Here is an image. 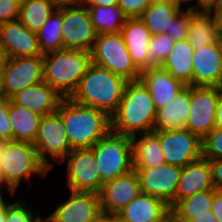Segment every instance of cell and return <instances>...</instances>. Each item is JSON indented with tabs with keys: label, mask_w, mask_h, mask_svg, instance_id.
Listing matches in <instances>:
<instances>
[{
	"label": "cell",
	"mask_w": 222,
	"mask_h": 222,
	"mask_svg": "<svg viewBox=\"0 0 222 222\" xmlns=\"http://www.w3.org/2000/svg\"><path fill=\"white\" fill-rule=\"evenodd\" d=\"M90 149L101 173V187L106 181L133 170L132 141L128 135L110 130Z\"/></svg>",
	"instance_id": "obj_6"
},
{
	"label": "cell",
	"mask_w": 222,
	"mask_h": 222,
	"mask_svg": "<svg viewBox=\"0 0 222 222\" xmlns=\"http://www.w3.org/2000/svg\"><path fill=\"white\" fill-rule=\"evenodd\" d=\"M160 222H181L171 211Z\"/></svg>",
	"instance_id": "obj_52"
},
{
	"label": "cell",
	"mask_w": 222,
	"mask_h": 222,
	"mask_svg": "<svg viewBox=\"0 0 222 222\" xmlns=\"http://www.w3.org/2000/svg\"><path fill=\"white\" fill-rule=\"evenodd\" d=\"M189 110L190 86H187L172 102L157 110L154 131L185 129Z\"/></svg>",
	"instance_id": "obj_24"
},
{
	"label": "cell",
	"mask_w": 222,
	"mask_h": 222,
	"mask_svg": "<svg viewBox=\"0 0 222 222\" xmlns=\"http://www.w3.org/2000/svg\"><path fill=\"white\" fill-rule=\"evenodd\" d=\"M7 60H8V55L5 49L0 45V74L7 63Z\"/></svg>",
	"instance_id": "obj_50"
},
{
	"label": "cell",
	"mask_w": 222,
	"mask_h": 222,
	"mask_svg": "<svg viewBox=\"0 0 222 222\" xmlns=\"http://www.w3.org/2000/svg\"><path fill=\"white\" fill-rule=\"evenodd\" d=\"M217 2L218 0H185L183 3L193 11H214L217 8Z\"/></svg>",
	"instance_id": "obj_41"
},
{
	"label": "cell",
	"mask_w": 222,
	"mask_h": 222,
	"mask_svg": "<svg viewBox=\"0 0 222 222\" xmlns=\"http://www.w3.org/2000/svg\"><path fill=\"white\" fill-rule=\"evenodd\" d=\"M91 64L90 51L64 49L43 55V81L69 98Z\"/></svg>",
	"instance_id": "obj_5"
},
{
	"label": "cell",
	"mask_w": 222,
	"mask_h": 222,
	"mask_svg": "<svg viewBox=\"0 0 222 222\" xmlns=\"http://www.w3.org/2000/svg\"><path fill=\"white\" fill-rule=\"evenodd\" d=\"M7 198V213L4 222H44L45 215H41V209L36 208V203H28L21 196L14 201ZM25 200V201H24ZM30 204V205H29ZM36 209V210H35ZM38 209V210H37Z\"/></svg>",
	"instance_id": "obj_34"
},
{
	"label": "cell",
	"mask_w": 222,
	"mask_h": 222,
	"mask_svg": "<svg viewBox=\"0 0 222 222\" xmlns=\"http://www.w3.org/2000/svg\"><path fill=\"white\" fill-rule=\"evenodd\" d=\"M127 83L125 78L91 63L69 98L111 117L118 109Z\"/></svg>",
	"instance_id": "obj_3"
},
{
	"label": "cell",
	"mask_w": 222,
	"mask_h": 222,
	"mask_svg": "<svg viewBox=\"0 0 222 222\" xmlns=\"http://www.w3.org/2000/svg\"><path fill=\"white\" fill-rule=\"evenodd\" d=\"M216 87L190 86V113L185 128L203 140L215 128Z\"/></svg>",
	"instance_id": "obj_13"
},
{
	"label": "cell",
	"mask_w": 222,
	"mask_h": 222,
	"mask_svg": "<svg viewBox=\"0 0 222 222\" xmlns=\"http://www.w3.org/2000/svg\"><path fill=\"white\" fill-rule=\"evenodd\" d=\"M202 157L208 160L222 159V128H214L202 140Z\"/></svg>",
	"instance_id": "obj_37"
},
{
	"label": "cell",
	"mask_w": 222,
	"mask_h": 222,
	"mask_svg": "<svg viewBox=\"0 0 222 222\" xmlns=\"http://www.w3.org/2000/svg\"><path fill=\"white\" fill-rule=\"evenodd\" d=\"M215 189L210 161L201 157L182 167L174 197V206L197 192Z\"/></svg>",
	"instance_id": "obj_20"
},
{
	"label": "cell",
	"mask_w": 222,
	"mask_h": 222,
	"mask_svg": "<svg viewBox=\"0 0 222 222\" xmlns=\"http://www.w3.org/2000/svg\"><path fill=\"white\" fill-rule=\"evenodd\" d=\"M62 99L61 95L44 81L28 86L10 98L14 104L42 116L55 113Z\"/></svg>",
	"instance_id": "obj_21"
},
{
	"label": "cell",
	"mask_w": 222,
	"mask_h": 222,
	"mask_svg": "<svg viewBox=\"0 0 222 222\" xmlns=\"http://www.w3.org/2000/svg\"><path fill=\"white\" fill-rule=\"evenodd\" d=\"M4 97L12 96L28 86L43 81V55L8 58L1 71Z\"/></svg>",
	"instance_id": "obj_11"
},
{
	"label": "cell",
	"mask_w": 222,
	"mask_h": 222,
	"mask_svg": "<svg viewBox=\"0 0 222 222\" xmlns=\"http://www.w3.org/2000/svg\"><path fill=\"white\" fill-rule=\"evenodd\" d=\"M187 40L194 49L221 40L218 21L213 11H193L190 16Z\"/></svg>",
	"instance_id": "obj_27"
},
{
	"label": "cell",
	"mask_w": 222,
	"mask_h": 222,
	"mask_svg": "<svg viewBox=\"0 0 222 222\" xmlns=\"http://www.w3.org/2000/svg\"><path fill=\"white\" fill-rule=\"evenodd\" d=\"M62 118L71 149L91 148L111 130V117L104 111L63 98L56 111Z\"/></svg>",
	"instance_id": "obj_2"
},
{
	"label": "cell",
	"mask_w": 222,
	"mask_h": 222,
	"mask_svg": "<svg viewBox=\"0 0 222 222\" xmlns=\"http://www.w3.org/2000/svg\"><path fill=\"white\" fill-rule=\"evenodd\" d=\"M215 189H222V159L209 160Z\"/></svg>",
	"instance_id": "obj_42"
},
{
	"label": "cell",
	"mask_w": 222,
	"mask_h": 222,
	"mask_svg": "<svg viewBox=\"0 0 222 222\" xmlns=\"http://www.w3.org/2000/svg\"><path fill=\"white\" fill-rule=\"evenodd\" d=\"M211 211L217 222H222V189H214L213 203Z\"/></svg>",
	"instance_id": "obj_43"
},
{
	"label": "cell",
	"mask_w": 222,
	"mask_h": 222,
	"mask_svg": "<svg viewBox=\"0 0 222 222\" xmlns=\"http://www.w3.org/2000/svg\"><path fill=\"white\" fill-rule=\"evenodd\" d=\"M52 1H54L57 5H62V4L72 3L77 0H52Z\"/></svg>",
	"instance_id": "obj_53"
},
{
	"label": "cell",
	"mask_w": 222,
	"mask_h": 222,
	"mask_svg": "<svg viewBox=\"0 0 222 222\" xmlns=\"http://www.w3.org/2000/svg\"><path fill=\"white\" fill-rule=\"evenodd\" d=\"M120 33L135 66L140 71L152 67L148 59V47L152 35L141 18H127Z\"/></svg>",
	"instance_id": "obj_22"
},
{
	"label": "cell",
	"mask_w": 222,
	"mask_h": 222,
	"mask_svg": "<svg viewBox=\"0 0 222 222\" xmlns=\"http://www.w3.org/2000/svg\"><path fill=\"white\" fill-rule=\"evenodd\" d=\"M6 191V192H5ZM6 195H10V197L12 196L13 200L15 198L16 195L15 193L10 192V190L3 184V182L0 180V203L4 202L7 198L4 196Z\"/></svg>",
	"instance_id": "obj_48"
},
{
	"label": "cell",
	"mask_w": 222,
	"mask_h": 222,
	"mask_svg": "<svg viewBox=\"0 0 222 222\" xmlns=\"http://www.w3.org/2000/svg\"><path fill=\"white\" fill-rule=\"evenodd\" d=\"M151 3L182 2L181 0H150Z\"/></svg>",
	"instance_id": "obj_54"
},
{
	"label": "cell",
	"mask_w": 222,
	"mask_h": 222,
	"mask_svg": "<svg viewBox=\"0 0 222 222\" xmlns=\"http://www.w3.org/2000/svg\"><path fill=\"white\" fill-rule=\"evenodd\" d=\"M0 45L5 49L8 58L41 55L36 33L18 19L0 24Z\"/></svg>",
	"instance_id": "obj_18"
},
{
	"label": "cell",
	"mask_w": 222,
	"mask_h": 222,
	"mask_svg": "<svg viewBox=\"0 0 222 222\" xmlns=\"http://www.w3.org/2000/svg\"><path fill=\"white\" fill-rule=\"evenodd\" d=\"M57 7L52 0H21L18 20L37 33Z\"/></svg>",
	"instance_id": "obj_30"
},
{
	"label": "cell",
	"mask_w": 222,
	"mask_h": 222,
	"mask_svg": "<svg viewBox=\"0 0 222 222\" xmlns=\"http://www.w3.org/2000/svg\"><path fill=\"white\" fill-rule=\"evenodd\" d=\"M214 189L197 192L180 200L170 211L181 221L196 218V215L208 213L213 203Z\"/></svg>",
	"instance_id": "obj_33"
},
{
	"label": "cell",
	"mask_w": 222,
	"mask_h": 222,
	"mask_svg": "<svg viewBox=\"0 0 222 222\" xmlns=\"http://www.w3.org/2000/svg\"><path fill=\"white\" fill-rule=\"evenodd\" d=\"M151 4L150 0H119L118 5L128 18L140 17Z\"/></svg>",
	"instance_id": "obj_39"
},
{
	"label": "cell",
	"mask_w": 222,
	"mask_h": 222,
	"mask_svg": "<svg viewBox=\"0 0 222 222\" xmlns=\"http://www.w3.org/2000/svg\"><path fill=\"white\" fill-rule=\"evenodd\" d=\"M4 96L2 92V81H1V74H0V97Z\"/></svg>",
	"instance_id": "obj_56"
},
{
	"label": "cell",
	"mask_w": 222,
	"mask_h": 222,
	"mask_svg": "<svg viewBox=\"0 0 222 222\" xmlns=\"http://www.w3.org/2000/svg\"><path fill=\"white\" fill-rule=\"evenodd\" d=\"M65 164V188L72 191L99 193L101 173L90 148L72 149L62 160Z\"/></svg>",
	"instance_id": "obj_10"
},
{
	"label": "cell",
	"mask_w": 222,
	"mask_h": 222,
	"mask_svg": "<svg viewBox=\"0 0 222 222\" xmlns=\"http://www.w3.org/2000/svg\"><path fill=\"white\" fill-rule=\"evenodd\" d=\"M90 57L92 64L108 69L127 81L140 79L141 71L133 63L120 32L97 34Z\"/></svg>",
	"instance_id": "obj_7"
},
{
	"label": "cell",
	"mask_w": 222,
	"mask_h": 222,
	"mask_svg": "<svg viewBox=\"0 0 222 222\" xmlns=\"http://www.w3.org/2000/svg\"><path fill=\"white\" fill-rule=\"evenodd\" d=\"M140 193L139 178L134 169L113 180L106 181L99 191L101 212L117 214Z\"/></svg>",
	"instance_id": "obj_16"
},
{
	"label": "cell",
	"mask_w": 222,
	"mask_h": 222,
	"mask_svg": "<svg viewBox=\"0 0 222 222\" xmlns=\"http://www.w3.org/2000/svg\"><path fill=\"white\" fill-rule=\"evenodd\" d=\"M133 169L138 175L141 193L160 198L171 210L182 168L165 163L159 167Z\"/></svg>",
	"instance_id": "obj_15"
},
{
	"label": "cell",
	"mask_w": 222,
	"mask_h": 222,
	"mask_svg": "<svg viewBox=\"0 0 222 222\" xmlns=\"http://www.w3.org/2000/svg\"><path fill=\"white\" fill-rule=\"evenodd\" d=\"M66 199L44 216L47 222H92L101 212L99 193L69 190Z\"/></svg>",
	"instance_id": "obj_14"
},
{
	"label": "cell",
	"mask_w": 222,
	"mask_h": 222,
	"mask_svg": "<svg viewBox=\"0 0 222 222\" xmlns=\"http://www.w3.org/2000/svg\"><path fill=\"white\" fill-rule=\"evenodd\" d=\"M175 41L166 33L151 36L148 59L153 66H160L171 52Z\"/></svg>",
	"instance_id": "obj_35"
},
{
	"label": "cell",
	"mask_w": 222,
	"mask_h": 222,
	"mask_svg": "<svg viewBox=\"0 0 222 222\" xmlns=\"http://www.w3.org/2000/svg\"><path fill=\"white\" fill-rule=\"evenodd\" d=\"M50 171L39 160L37 149L32 143L21 141L4 142L1 155V181L17 194L21 184L32 183L31 178H47ZM24 182V183H23Z\"/></svg>",
	"instance_id": "obj_4"
},
{
	"label": "cell",
	"mask_w": 222,
	"mask_h": 222,
	"mask_svg": "<svg viewBox=\"0 0 222 222\" xmlns=\"http://www.w3.org/2000/svg\"><path fill=\"white\" fill-rule=\"evenodd\" d=\"M191 15L192 10L183 7L175 17L170 20L169 31H165V33L175 42L186 39Z\"/></svg>",
	"instance_id": "obj_36"
},
{
	"label": "cell",
	"mask_w": 222,
	"mask_h": 222,
	"mask_svg": "<svg viewBox=\"0 0 222 222\" xmlns=\"http://www.w3.org/2000/svg\"><path fill=\"white\" fill-rule=\"evenodd\" d=\"M155 132L165 163L182 168L202 157V140L188 129Z\"/></svg>",
	"instance_id": "obj_12"
},
{
	"label": "cell",
	"mask_w": 222,
	"mask_h": 222,
	"mask_svg": "<svg viewBox=\"0 0 222 222\" xmlns=\"http://www.w3.org/2000/svg\"><path fill=\"white\" fill-rule=\"evenodd\" d=\"M42 115L14 104L9 99L12 141L34 143Z\"/></svg>",
	"instance_id": "obj_28"
},
{
	"label": "cell",
	"mask_w": 222,
	"mask_h": 222,
	"mask_svg": "<svg viewBox=\"0 0 222 222\" xmlns=\"http://www.w3.org/2000/svg\"><path fill=\"white\" fill-rule=\"evenodd\" d=\"M21 0H0V24L17 20Z\"/></svg>",
	"instance_id": "obj_40"
},
{
	"label": "cell",
	"mask_w": 222,
	"mask_h": 222,
	"mask_svg": "<svg viewBox=\"0 0 222 222\" xmlns=\"http://www.w3.org/2000/svg\"><path fill=\"white\" fill-rule=\"evenodd\" d=\"M170 212L160 198L140 193L116 215L122 222H160Z\"/></svg>",
	"instance_id": "obj_23"
},
{
	"label": "cell",
	"mask_w": 222,
	"mask_h": 222,
	"mask_svg": "<svg viewBox=\"0 0 222 222\" xmlns=\"http://www.w3.org/2000/svg\"><path fill=\"white\" fill-rule=\"evenodd\" d=\"M33 145L39 160L50 172L56 163L61 165L63 158L72 150L65 124L57 112L41 117Z\"/></svg>",
	"instance_id": "obj_8"
},
{
	"label": "cell",
	"mask_w": 222,
	"mask_h": 222,
	"mask_svg": "<svg viewBox=\"0 0 222 222\" xmlns=\"http://www.w3.org/2000/svg\"><path fill=\"white\" fill-rule=\"evenodd\" d=\"M116 217V214L100 212L92 222H112Z\"/></svg>",
	"instance_id": "obj_47"
},
{
	"label": "cell",
	"mask_w": 222,
	"mask_h": 222,
	"mask_svg": "<svg viewBox=\"0 0 222 222\" xmlns=\"http://www.w3.org/2000/svg\"><path fill=\"white\" fill-rule=\"evenodd\" d=\"M157 109L142 81H128L118 109L111 116V130L128 135L154 131Z\"/></svg>",
	"instance_id": "obj_1"
},
{
	"label": "cell",
	"mask_w": 222,
	"mask_h": 222,
	"mask_svg": "<svg viewBox=\"0 0 222 222\" xmlns=\"http://www.w3.org/2000/svg\"><path fill=\"white\" fill-rule=\"evenodd\" d=\"M193 86L216 87L222 83V39L194 49Z\"/></svg>",
	"instance_id": "obj_17"
},
{
	"label": "cell",
	"mask_w": 222,
	"mask_h": 222,
	"mask_svg": "<svg viewBox=\"0 0 222 222\" xmlns=\"http://www.w3.org/2000/svg\"><path fill=\"white\" fill-rule=\"evenodd\" d=\"M133 168H153L165 164L158 134L155 131L131 137Z\"/></svg>",
	"instance_id": "obj_25"
},
{
	"label": "cell",
	"mask_w": 222,
	"mask_h": 222,
	"mask_svg": "<svg viewBox=\"0 0 222 222\" xmlns=\"http://www.w3.org/2000/svg\"><path fill=\"white\" fill-rule=\"evenodd\" d=\"M0 140L12 141V127L9 119V99L0 97Z\"/></svg>",
	"instance_id": "obj_38"
},
{
	"label": "cell",
	"mask_w": 222,
	"mask_h": 222,
	"mask_svg": "<svg viewBox=\"0 0 222 222\" xmlns=\"http://www.w3.org/2000/svg\"><path fill=\"white\" fill-rule=\"evenodd\" d=\"M86 6L117 5L119 0H80Z\"/></svg>",
	"instance_id": "obj_45"
},
{
	"label": "cell",
	"mask_w": 222,
	"mask_h": 222,
	"mask_svg": "<svg viewBox=\"0 0 222 222\" xmlns=\"http://www.w3.org/2000/svg\"><path fill=\"white\" fill-rule=\"evenodd\" d=\"M184 7L183 2L151 3L140 16L151 35L169 31L170 20Z\"/></svg>",
	"instance_id": "obj_29"
},
{
	"label": "cell",
	"mask_w": 222,
	"mask_h": 222,
	"mask_svg": "<svg viewBox=\"0 0 222 222\" xmlns=\"http://www.w3.org/2000/svg\"><path fill=\"white\" fill-rule=\"evenodd\" d=\"M4 141L0 140V180H1V155L3 151Z\"/></svg>",
	"instance_id": "obj_55"
},
{
	"label": "cell",
	"mask_w": 222,
	"mask_h": 222,
	"mask_svg": "<svg viewBox=\"0 0 222 222\" xmlns=\"http://www.w3.org/2000/svg\"><path fill=\"white\" fill-rule=\"evenodd\" d=\"M217 107L215 113V128H222V85L216 86Z\"/></svg>",
	"instance_id": "obj_44"
},
{
	"label": "cell",
	"mask_w": 222,
	"mask_h": 222,
	"mask_svg": "<svg viewBox=\"0 0 222 222\" xmlns=\"http://www.w3.org/2000/svg\"><path fill=\"white\" fill-rule=\"evenodd\" d=\"M87 8L97 34L119 33L128 18L118 4Z\"/></svg>",
	"instance_id": "obj_31"
},
{
	"label": "cell",
	"mask_w": 222,
	"mask_h": 222,
	"mask_svg": "<svg viewBox=\"0 0 222 222\" xmlns=\"http://www.w3.org/2000/svg\"><path fill=\"white\" fill-rule=\"evenodd\" d=\"M7 213V199L0 203V222H4Z\"/></svg>",
	"instance_id": "obj_51"
},
{
	"label": "cell",
	"mask_w": 222,
	"mask_h": 222,
	"mask_svg": "<svg viewBox=\"0 0 222 222\" xmlns=\"http://www.w3.org/2000/svg\"><path fill=\"white\" fill-rule=\"evenodd\" d=\"M61 31L64 49L90 51L97 37L89 10L80 0L62 4Z\"/></svg>",
	"instance_id": "obj_9"
},
{
	"label": "cell",
	"mask_w": 222,
	"mask_h": 222,
	"mask_svg": "<svg viewBox=\"0 0 222 222\" xmlns=\"http://www.w3.org/2000/svg\"><path fill=\"white\" fill-rule=\"evenodd\" d=\"M194 48L186 39L179 40L160 65L174 79L183 82L186 86H193V60Z\"/></svg>",
	"instance_id": "obj_26"
},
{
	"label": "cell",
	"mask_w": 222,
	"mask_h": 222,
	"mask_svg": "<svg viewBox=\"0 0 222 222\" xmlns=\"http://www.w3.org/2000/svg\"><path fill=\"white\" fill-rule=\"evenodd\" d=\"M222 6V0H218L217 7Z\"/></svg>",
	"instance_id": "obj_57"
},
{
	"label": "cell",
	"mask_w": 222,
	"mask_h": 222,
	"mask_svg": "<svg viewBox=\"0 0 222 222\" xmlns=\"http://www.w3.org/2000/svg\"><path fill=\"white\" fill-rule=\"evenodd\" d=\"M112 222H122L118 217H116Z\"/></svg>",
	"instance_id": "obj_58"
},
{
	"label": "cell",
	"mask_w": 222,
	"mask_h": 222,
	"mask_svg": "<svg viewBox=\"0 0 222 222\" xmlns=\"http://www.w3.org/2000/svg\"><path fill=\"white\" fill-rule=\"evenodd\" d=\"M213 12L218 21V28L222 39V6L217 7Z\"/></svg>",
	"instance_id": "obj_49"
},
{
	"label": "cell",
	"mask_w": 222,
	"mask_h": 222,
	"mask_svg": "<svg viewBox=\"0 0 222 222\" xmlns=\"http://www.w3.org/2000/svg\"><path fill=\"white\" fill-rule=\"evenodd\" d=\"M62 5H58L36 33L41 55L64 50L62 41Z\"/></svg>",
	"instance_id": "obj_32"
},
{
	"label": "cell",
	"mask_w": 222,
	"mask_h": 222,
	"mask_svg": "<svg viewBox=\"0 0 222 222\" xmlns=\"http://www.w3.org/2000/svg\"><path fill=\"white\" fill-rule=\"evenodd\" d=\"M186 222H217L216 217L211 210L202 215H196V218L187 220Z\"/></svg>",
	"instance_id": "obj_46"
},
{
	"label": "cell",
	"mask_w": 222,
	"mask_h": 222,
	"mask_svg": "<svg viewBox=\"0 0 222 222\" xmlns=\"http://www.w3.org/2000/svg\"><path fill=\"white\" fill-rule=\"evenodd\" d=\"M140 80L149 90L157 110L172 102L187 87L161 66H152L141 71Z\"/></svg>",
	"instance_id": "obj_19"
}]
</instances>
